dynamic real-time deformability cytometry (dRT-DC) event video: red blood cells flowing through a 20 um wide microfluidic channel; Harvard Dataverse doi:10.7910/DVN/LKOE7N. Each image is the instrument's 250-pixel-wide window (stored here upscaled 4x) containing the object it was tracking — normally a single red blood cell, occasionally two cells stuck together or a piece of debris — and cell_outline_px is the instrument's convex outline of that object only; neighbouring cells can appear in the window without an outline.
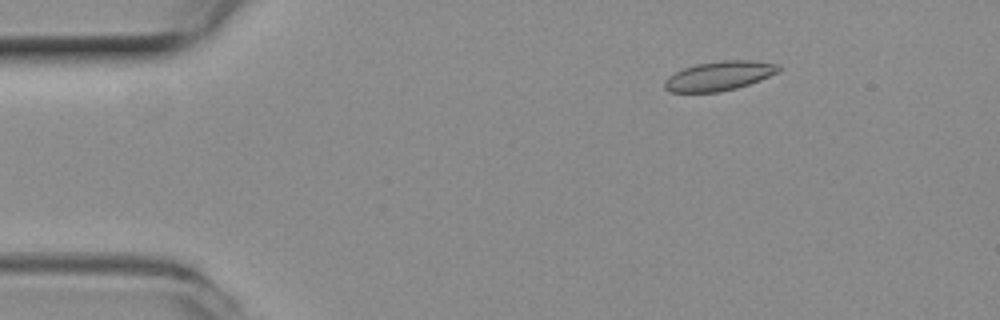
{"species": "common noctule bat (a hibernating species)", "species_latin": "Nyctalus noctula", "temperature_condition": "room temperature", "stored_images_in_passage": 54, "camera_frame_rate_fps": 3000, "um_per_image_px": 0.085, "animal": {"sex": "female", "body_mass_g": 19.3, "forearm_length_mm": 54.1}, "frame": {"image": 1, "passage_image": 8, "time_ms": 2.333, "image_size_px": [1000, 320], "cell_outline_px": [[780, 72], [760, 80], [736, 88], [720, 92], [672, 92], [664, 88], [664, 80], [668, 76], [684, 68], [696, 64], [724, 60], [752, 60], [776, 64], [780, 68]], "centroid_in_image_um": [61.13, 6.45], "position_along_channel_um": 23.9, "area_um2": 19.42}}
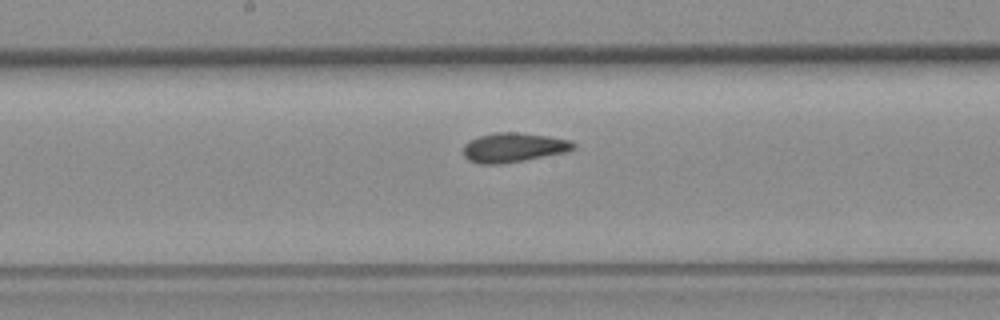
{"frame": {"image": 2, "passage_image": 28, "time_ms": 9.0, "image_size_px": [1000, 320], "cell_outline_px": [[576, 148], [568, 152], [524, 160], [500, 164], [480, 164], [468, 160], [464, 156], [464, 144], [468, 140], [480, 136], [496, 132], [516, 132], [548, 136], [572, 140], [576, 144]], "centroid_in_image_um": [43.68, 12.53], "position_along_channel_um": 204.5, "area_um2": 19.02}}
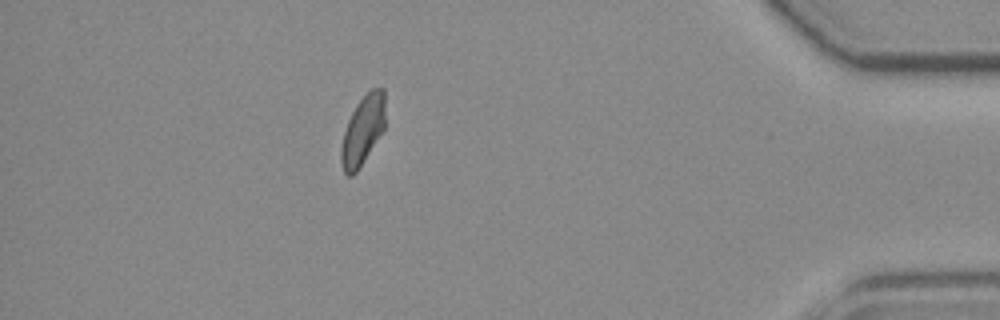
{"frame": {"image": 3, "passage_image": 48, "time_ms": 15.667, "image_size_px": [1000, 320], "cell_outline_px": [[384, 128], [356, 172], [352, 176], [348, 176], [344, 172], [340, 160], [340, 148], [344, 132], [348, 120], [356, 104], [372, 88], [384, 88]], "centroid_in_image_um": [30.81, 11.08], "position_along_channel_um": 404.4, "area_um2": 17.4}, "authors_computed_cell_mechanics": {"area_um2": 18.6694, "velocity_mm_per_s": 3.7776, "shape_relaxation_time_tau1_ms": 5.1405, "shape_relaxation_time_tau2_ms": 1.0979, "deformation_change_tau1": 0.1305, "deformation_change_tau2": 0.0709}}